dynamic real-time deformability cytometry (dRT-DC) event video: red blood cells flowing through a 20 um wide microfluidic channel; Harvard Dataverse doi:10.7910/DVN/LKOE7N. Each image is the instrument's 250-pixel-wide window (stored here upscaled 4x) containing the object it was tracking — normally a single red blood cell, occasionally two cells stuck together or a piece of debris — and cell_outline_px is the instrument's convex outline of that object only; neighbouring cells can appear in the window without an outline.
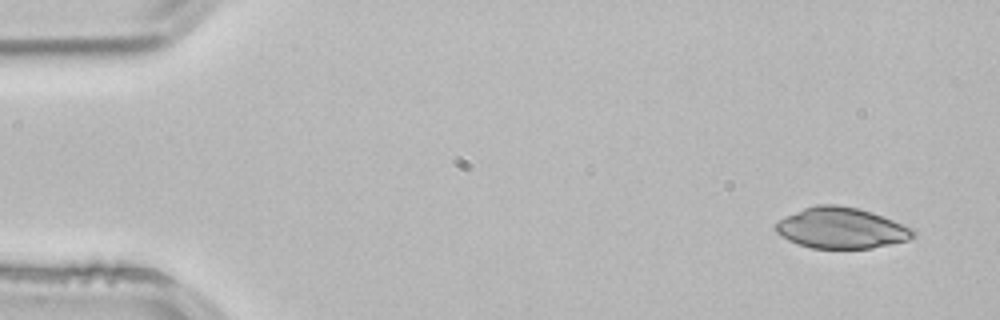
{"species": "common noctule bat (a hibernating species)", "species_latin": "Nyctalus noctula", "temperature_condition": "room temperature", "stored_images_in_passage": 4, "segment_of_instrument_passage": [1, 2], "camera_frame_rate_fps": 3000, "um_per_image_px": 0.085, "animal": {"sex": "male", "body_mass_g": 21.5, "forearm_length_mm": 52.0}, "frame": {"image": 1, "passage_image": 1, "time_ms": 0.0, "image_size_px": [1000, 320], "cell_outline_px": [[916, 236], [908, 240], [872, 248], [812, 248], [788, 240], [776, 232], [776, 224], [784, 216], [804, 208], [816, 204], [836, 204], [856, 208], [872, 212], [912, 228], [916, 232]], "centroid_in_image_um": [71.51, 19.38], "position_along_channel_um": 13.5, "area_um2": 32.54}}